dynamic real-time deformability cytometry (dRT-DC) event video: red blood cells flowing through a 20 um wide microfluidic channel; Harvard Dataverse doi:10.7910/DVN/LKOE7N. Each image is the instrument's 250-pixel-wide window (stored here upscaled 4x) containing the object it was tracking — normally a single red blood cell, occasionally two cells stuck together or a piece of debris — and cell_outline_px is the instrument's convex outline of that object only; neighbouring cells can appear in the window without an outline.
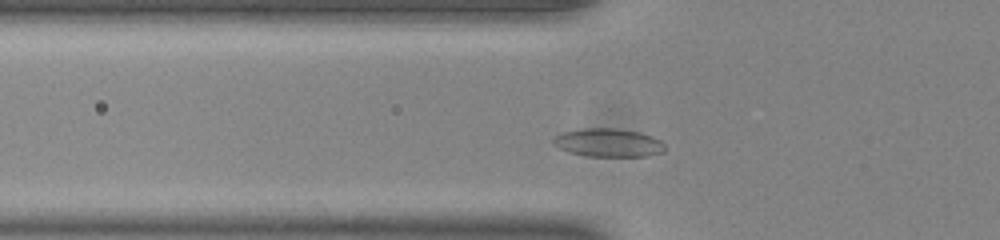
{"species": "common noctule bat (a hibernating species)", "species_latin": "Nyctalus noctula", "temperature_condition": "room temperature", "stored_images_in_passage": 44, "camera_frame_rate_fps": 3000, "um_per_image_px": 0.085, "animal": {"sex": "male", "body_mass_g": 20.0, "forearm_length_mm": 53.3}, "frame": {"image": 1, "passage_image": 8, "time_ms": 2.333, "image_size_px": [1000, 240], "cell_outline_px": [[664, 152], [648, 156], [588, 156], [568, 152], [552, 144], [552, 140], [560, 132], [584, 128], [616, 128], [640, 132], [652, 136], [660, 140], [664, 144]], "centroid_in_image_um": [51.7, 12.12], "position_along_channel_um": 74.1, "area_um2": 18.55}}
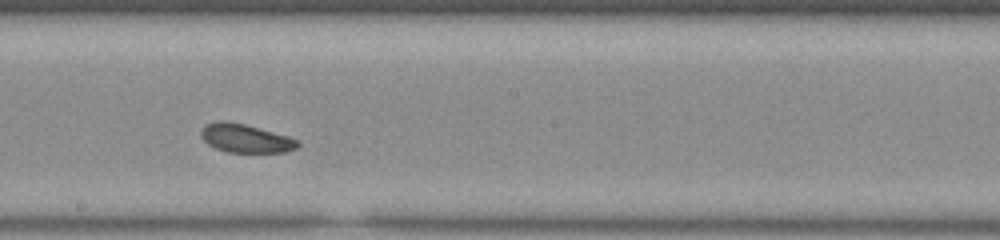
{"frame": {"image": 2, "passage_image": 20, "time_ms": 6.333, "image_size_px": [1000, 240], "cell_outline_px": [[300, 144], [296, 148], [284, 152], [228, 152], [216, 148], [208, 144], [200, 136], [200, 128], [204, 124], [216, 120], [228, 120], [244, 124], [288, 136], [300, 140]], "centroid_in_image_um": [20.83, 11.74], "position_along_channel_um": 227.4, "area_um2": 16.24}}
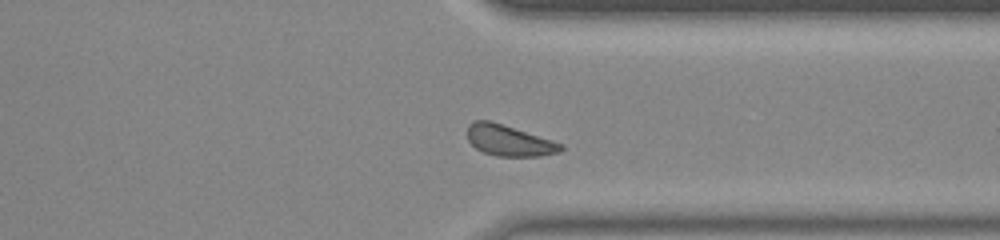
{"frame": {"image": 3, "passage_image": 31, "time_ms": 10.0, "image_size_px": [1000, 240], "cell_outline_px": [[564, 148], [560, 152], [540, 156], [496, 156], [484, 152], [476, 148], [468, 140], [468, 124], [472, 120], [488, 120], [552, 140], [564, 144]], "centroid_in_image_um": [43.27, 11.95], "position_along_channel_um": 368.1, "area_um2": 16.7}}